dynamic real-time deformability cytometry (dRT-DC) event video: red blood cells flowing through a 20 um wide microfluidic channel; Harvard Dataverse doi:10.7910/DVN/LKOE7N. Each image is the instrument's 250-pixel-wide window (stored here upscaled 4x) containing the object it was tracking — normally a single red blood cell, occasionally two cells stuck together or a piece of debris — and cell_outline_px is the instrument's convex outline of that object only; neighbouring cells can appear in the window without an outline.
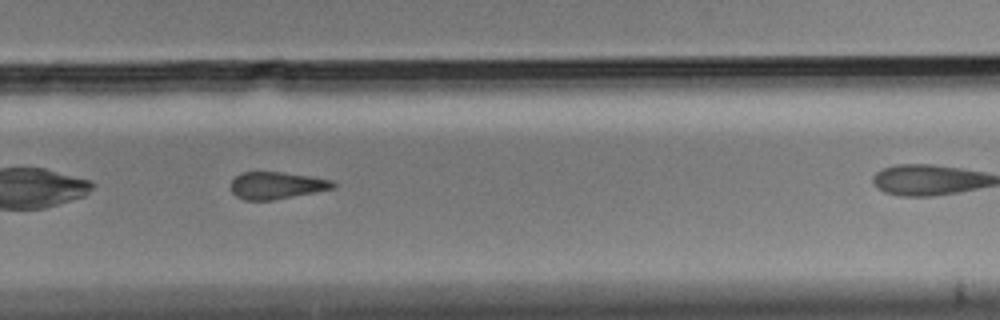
{"species": "Egyptian fruit bat (a non-hibernating species)", "species_latin": "Rousettus aegyptiacus", "temperature_condition": "cold", "stored_images_in_passage": 30, "camera_frame_rate_fps": 3000, "um_per_image_px": 0.085, "animal": {"sex": "male"}, "frame": {"image": 1, "passage_image": 22, "time_ms": 7.0, "image_size_px": [1000, 320], "cell_outline_px": [[336, 188], [316, 192], [272, 200], [244, 200], [236, 196], [232, 192], [232, 180], [240, 172], [280, 172], [312, 176], [332, 180], [336, 184]], "centroid_in_image_um": [23.54, 15.76], "position_along_channel_um": 306.3, "area_um2": 16.18}}